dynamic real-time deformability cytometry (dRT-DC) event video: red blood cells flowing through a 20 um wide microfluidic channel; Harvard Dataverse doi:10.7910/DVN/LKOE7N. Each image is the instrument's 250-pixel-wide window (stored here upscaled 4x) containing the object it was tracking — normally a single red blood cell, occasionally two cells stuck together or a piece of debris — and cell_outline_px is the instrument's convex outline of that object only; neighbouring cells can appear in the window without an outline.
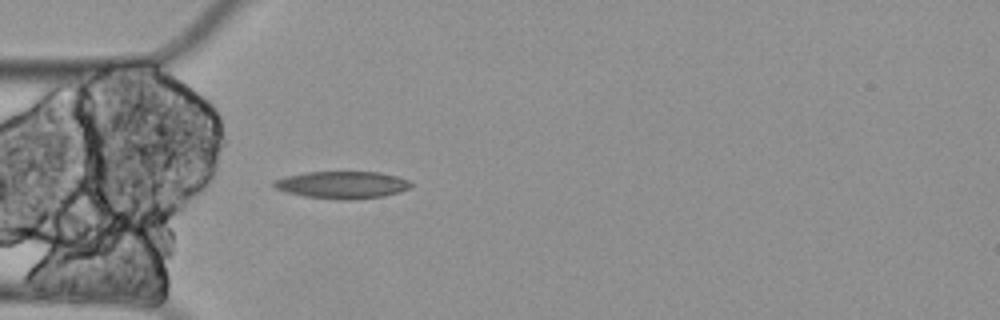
{"species": "Egyptian fruit bat (a non-hibernating species)", "species_latin": "Rousettus aegyptiacus", "temperature_condition": "cold", "stored_images_in_passage": 5, "camera_frame_rate_fps": 3000, "um_per_image_px": 0.085, "animal": {"sex": "female"}, "frame": {"image": 1, "passage_image": 5, "time_ms": 1.333, "image_size_px": [1000, 320], "cell_outline_px": [[412, 184], [408, 188], [400, 192], [384, 196], [348, 200], [340, 200], [304, 196], [284, 192], [276, 188], [272, 184], [272, 180], [284, 176], [304, 172], [380, 172], [396, 176], [408, 180]], "centroid_in_image_um": [29.04, 15.71], "position_along_channel_um": 56.0, "area_um2": 21.91}}